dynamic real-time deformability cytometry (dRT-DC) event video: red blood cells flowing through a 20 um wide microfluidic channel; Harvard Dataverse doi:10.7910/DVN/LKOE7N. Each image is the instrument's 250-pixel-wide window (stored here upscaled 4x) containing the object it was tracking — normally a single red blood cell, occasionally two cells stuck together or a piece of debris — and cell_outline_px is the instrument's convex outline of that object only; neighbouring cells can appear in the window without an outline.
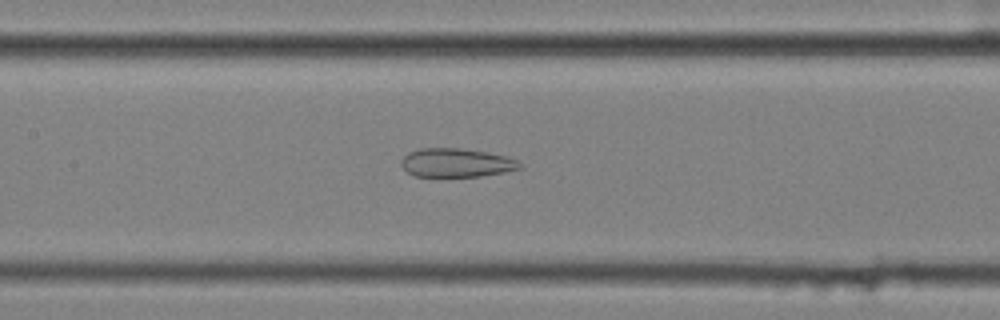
{"species": "common noctule bat (a hibernating species)", "species_latin": "Nyctalus noctula", "temperature_condition": "cold", "stored_images_in_passage": 58, "camera_frame_rate_fps": 3000, "um_per_image_px": 0.085, "animal": {"sex": "female", "body_mass_g": 25.1}, "frame": {"image": 1, "passage_image": 28, "time_ms": 9.0, "image_size_px": [1000, 320], "cell_outline_px": [[524, 168], [504, 172], [480, 176], [416, 176], [408, 172], [400, 164], [400, 160], [408, 152], [420, 148], [460, 148], [508, 156], [516, 160]], "centroid_in_image_um": [38.78, 13.83], "position_along_channel_um": 168.6, "area_um2": 19.77}}
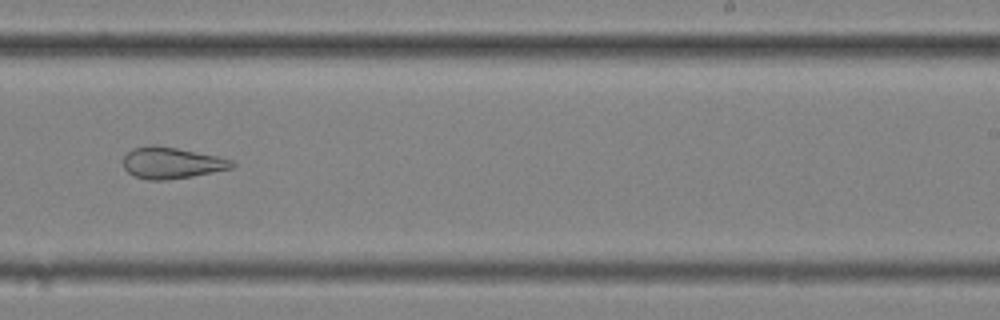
{"frame": {"image": 2, "passage_image": 37, "time_ms": 12.0, "image_size_px": [1000, 320], "cell_outline_px": [[236, 164], [232, 168], [192, 176], [168, 180], [148, 180], [136, 176], [128, 172], [124, 168], [124, 156], [132, 148], [156, 144], [216, 156], [232, 160]], "centroid_in_image_um": [14.57, 13.84], "position_along_channel_um": 274.4, "area_um2": 19.71}}
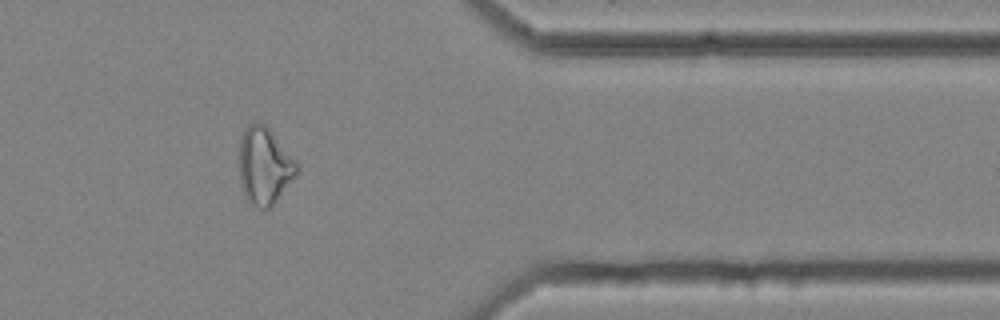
{"frame": {"image": 3, "passage_image": 48, "time_ms": 15.667, "image_size_px": [1000, 320], "cell_outline_px": [[300, 168], [296, 176], [276, 200], [264, 212], [256, 208], [244, 196], [240, 180], [240, 140], [244, 128], [248, 124], [264, 124], [272, 132], [300, 164]], "centroid_in_image_um": [22.5, 14.13], "position_along_channel_um": 388.9, "area_um2": 25.89}, "authors_computed_cell_mechanics": {"area_um2": 27.4261, "velocity_mm_per_s": 3.5346, "shape_relaxation_time_tau1_ms": null, "shape_relaxation_time_tau2_ms": 2.6904, "deformation_change_tau1": null, "deformation_change_tau2": 0.1153}}